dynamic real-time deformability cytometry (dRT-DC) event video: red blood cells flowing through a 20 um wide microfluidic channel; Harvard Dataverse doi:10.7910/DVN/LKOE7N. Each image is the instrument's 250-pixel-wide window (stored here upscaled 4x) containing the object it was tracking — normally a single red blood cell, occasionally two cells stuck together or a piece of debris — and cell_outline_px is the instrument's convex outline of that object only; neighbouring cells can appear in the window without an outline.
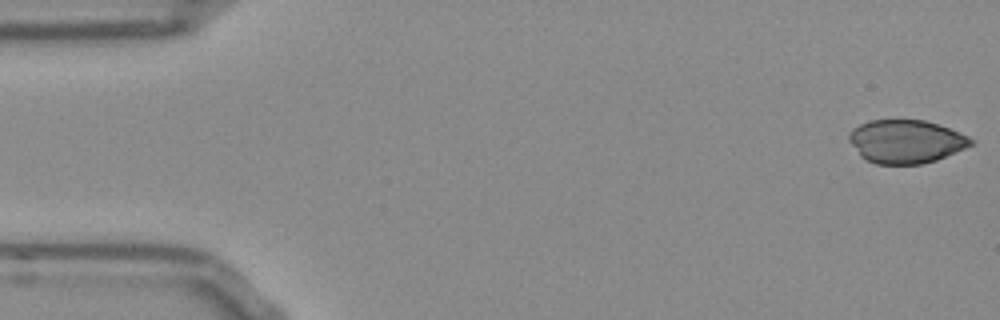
{"species": "Egyptian fruit bat (a non-hibernating species)", "species_latin": "Rousettus aegyptiacus", "temperature_condition": "room temperature", "stored_images_in_passage": 52, "camera_frame_rate_fps": 3000, "um_per_image_px": 0.085, "frame": {"image": 1, "passage_image": 1, "time_ms": 0.0, "image_size_px": [1000, 320], "cell_outline_px": [[976, 144], [936, 160], [920, 164], [876, 164], [864, 160], [860, 156], [848, 140], [848, 132], [852, 128], [868, 120], [924, 120], [948, 128], [968, 136], [976, 140]], "centroid_in_image_um": [76.99, 12.03], "position_along_channel_um": 8.0, "area_um2": 31.04}}
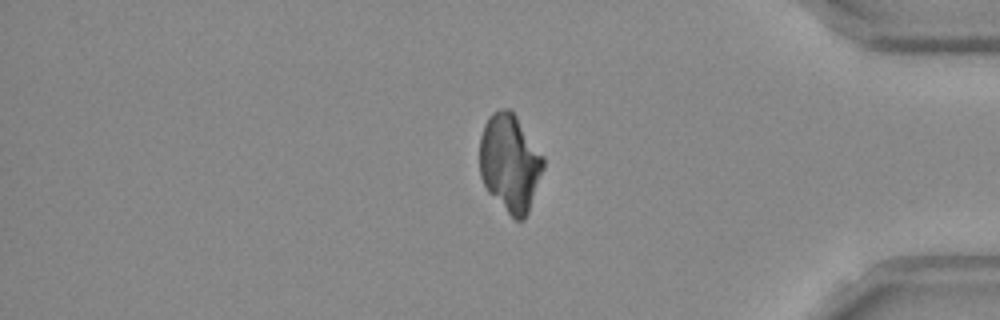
{"frame": {"image": 2, "passage_image": 43, "time_ms": 14.0, "image_size_px": [1000, 320], "cell_outline_px": [[544, 168], [528, 212], [524, 220], [516, 220], [488, 192], [480, 176], [480, 136], [484, 124], [488, 116], [492, 112], [500, 108], [508, 108], [516, 116], [544, 156]], "centroid_in_image_um": [43.34, 13.82], "position_along_channel_um": 391.9, "area_um2": 36.13}}
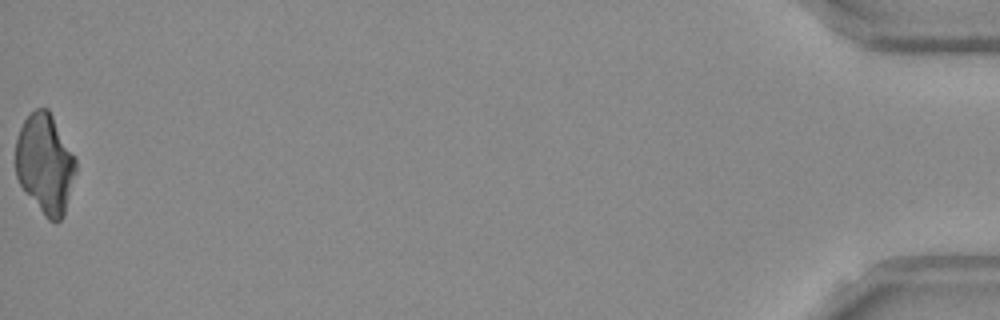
{"frame": {"image": 3, "passage_image": 52, "time_ms": 17.0, "image_size_px": [1000, 320], "cell_outline_px": [[76, 172], [64, 216], [56, 224], [48, 220], [44, 216], [24, 192], [16, 176], [16, 140], [20, 128], [24, 120], [36, 108], [48, 108], [76, 160]], "centroid_in_image_um": [3.82, 13.97], "position_along_channel_um": 431.4, "area_um2": 34.97}}